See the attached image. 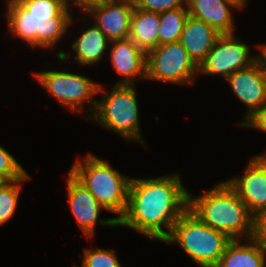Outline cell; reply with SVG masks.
Listing matches in <instances>:
<instances>
[{
    "instance_id": "cell-27",
    "label": "cell",
    "mask_w": 266,
    "mask_h": 267,
    "mask_svg": "<svg viewBox=\"0 0 266 267\" xmlns=\"http://www.w3.org/2000/svg\"><path fill=\"white\" fill-rule=\"evenodd\" d=\"M261 54L257 55V61L260 63L263 72L266 74V44L258 46Z\"/></svg>"
},
{
    "instance_id": "cell-2",
    "label": "cell",
    "mask_w": 266,
    "mask_h": 267,
    "mask_svg": "<svg viewBox=\"0 0 266 267\" xmlns=\"http://www.w3.org/2000/svg\"><path fill=\"white\" fill-rule=\"evenodd\" d=\"M6 5L9 32L28 47L52 48L74 20L67 0H9Z\"/></svg>"
},
{
    "instance_id": "cell-5",
    "label": "cell",
    "mask_w": 266,
    "mask_h": 267,
    "mask_svg": "<svg viewBox=\"0 0 266 267\" xmlns=\"http://www.w3.org/2000/svg\"><path fill=\"white\" fill-rule=\"evenodd\" d=\"M230 241L225 233L207 226L187 209L163 242L178 243L200 267H216Z\"/></svg>"
},
{
    "instance_id": "cell-23",
    "label": "cell",
    "mask_w": 266,
    "mask_h": 267,
    "mask_svg": "<svg viewBox=\"0 0 266 267\" xmlns=\"http://www.w3.org/2000/svg\"><path fill=\"white\" fill-rule=\"evenodd\" d=\"M27 175L17 160L0 145V176L6 181L22 179Z\"/></svg>"
},
{
    "instance_id": "cell-26",
    "label": "cell",
    "mask_w": 266,
    "mask_h": 267,
    "mask_svg": "<svg viewBox=\"0 0 266 267\" xmlns=\"http://www.w3.org/2000/svg\"><path fill=\"white\" fill-rule=\"evenodd\" d=\"M241 125L243 127L246 126L247 128L258 129L266 132V103L250 117L238 124V126Z\"/></svg>"
},
{
    "instance_id": "cell-22",
    "label": "cell",
    "mask_w": 266,
    "mask_h": 267,
    "mask_svg": "<svg viewBox=\"0 0 266 267\" xmlns=\"http://www.w3.org/2000/svg\"><path fill=\"white\" fill-rule=\"evenodd\" d=\"M80 267H122L115 250L85 248Z\"/></svg>"
},
{
    "instance_id": "cell-8",
    "label": "cell",
    "mask_w": 266,
    "mask_h": 267,
    "mask_svg": "<svg viewBox=\"0 0 266 267\" xmlns=\"http://www.w3.org/2000/svg\"><path fill=\"white\" fill-rule=\"evenodd\" d=\"M198 65L178 42L159 45L147 52L146 79L174 84H192Z\"/></svg>"
},
{
    "instance_id": "cell-9",
    "label": "cell",
    "mask_w": 266,
    "mask_h": 267,
    "mask_svg": "<svg viewBox=\"0 0 266 267\" xmlns=\"http://www.w3.org/2000/svg\"><path fill=\"white\" fill-rule=\"evenodd\" d=\"M234 35L224 34L218 37L206 58L198 65V73L221 75L227 79L232 73L257 61V55L250 56V45Z\"/></svg>"
},
{
    "instance_id": "cell-16",
    "label": "cell",
    "mask_w": 266,
    "mask_h": 267,
    "mask_svg": "<svg viewBox=\"0 0 266 267\" xmlns=\"http://www.w3.org/2000/svg\"><path fill=\"white\" fill-rule=\"evenodd\" d=\"M220 35L204 21L189 15L179 42L193 61L199 65L206 58Z\"/></svg>"
},
{
    "instance_id": "cell-14",
    "label": "cell",
    "mask_w": 266,
    "mask_h": 267,
    "mask_svg": "<svg viewBox=\"0 0 266 267\" xmlns=\"http://www.w3.org/2000/svg\"><path fill=\"white\" fill-rule=\"evenodd\" d=\"M110 57L113 68L122 79L116 84L135 85V79H146L147 53L131 39L110 42Z\"/></svg>"
},
{
    "instance_id": "cell-12",
    "label": "cell",
    "mask_w": 266,
    "mask_h": 267,
    "mask_svg": "<svg viewBox=\"0 0 266 267\" xmlns=\"http://www.w3.org/2000/svg\"><path fill=\"white\" fill-rule=\"evenodd\" d=\"M252 215L266 208V152L254 155L240 177L227 180Z\"/></svg>"
},
{
    "instance_id": "cell-31",
    "label": "cell",
    "mask_w": 266,
    "mask_h": 267,
    "mask_svg": "<svg viewBox=\"0 0 266 267\" xmlns=\"http://www.w3.org/2000/svg\"><path fill=\"white\" fill-rule=\"evenodd\" d=\"M121 1H129V2L135 3L137 0H121Z\"/></svg>"
},
{
    "instance_id": "cell-6",
    "label": "cell",
    "mask_w": 266,
    "mask_h": 267,
    "mask_svg": "<svg viewBox=\"0 0 266 267\" xmlns=\"http://www.w3.org/2000/svg\"><path fill=\"white\" fill-rule=\"evenodd\" d=\"M100 92H105L103 94L105 96L97 101L93 117L89 119L116 132L120 137L144 145L139 125V105L135 85L115 84L109 92L100 85L98 94Z\"/></svg>"
},
{
    "instance_id": "cell-15",
    "label": "cell",
    "mask_w": 266,
    "mask_h": 267,
    "mask_svg": "<svg viewBox=\"0 0 266 267\" xmlns=\"http://www.w3.org/2000/svg\"><path fill=\"white\" fill-rule=\"evenodd\" d=\"M240 9L230 0H187L191 17L204 21L219 34H234L231 8Z\"/></svg>"
},
{
    "instance_id": "cell-10",
    "label": "cell",
    "mask_w": 266,
    "mask_h": 267,
    "mask_svg": "<svg viewBox=\"0 0 266 267\" xmlns=\"http://www.w3.org/2000/svg\"><path fill=\"white\" fill-rule=\"evenodd\" d=\"M135 3L121 0H102L88 5L83 11L94 17L95 25L110 42L129 38Z\"/></svg>"
},
{
    "instance_id": "cell-25",
    "label": "cell",
    "mask_w": 266,
    "mask_h": 267,
    "mask_svg": "<svg viewBox=\"0 0 266 267\" xmlns=\"http://www.w3.org/2000/svg\"><path fill=\"white\" fill-rule=\"evenodd\" d=\"M252 239L266 248V208L253 215Z\"/></svg>"
},
{
    "instance_id": "cell-30",
    "label": "cell",
    "mask_w": 266,
    "mask_h": 267,
    "mask_svg": "<svg viewBox=\"0 0 266 267\" xmlns=\"http://www.w3.org/2000/svg\"><path fill=\"white\" fill-rule=\"evenodd\" d=\"M7 182L2 176H0V186Z\"/></svg>"
},
{
    "instance_id": "cell-19",
    "label": "cell",
    "mask_w": 266,
    "mask_h": 267,
    "mask_svg": "<svg viewBox=\"0 0 266 267\" xmlns=\"http://www.w3.org/2000/svg\"><path fill=\"white\" fill-rule=\"evenodd\" d=\"M109 44L107 36L93 24L72 44V49L76 53L74 60L83 66L97 64L104 57Z\"/></svg>"
},
{
    "instance_id": "cell-1",
    "label": "cell",
    "mask_w": 266,
    "mask_h": 267,
    "mask_svg": "<svg viewBox=\"0 0 266 267\" xmlns=\"http://www.w3.org/2000/svg\"><path fill=\"white\" fill-rule=\"evenodd\" d=\"M183 186L179 174L175 173L150 179L132 177L127 208L118 226L163 242L188 209L189 192Z\"/></svg>"
},
{
    "instance_id": "cell-28",
    "label": "cell",
    "mask_w": 266,
    "mask_h": 267,
    "mask_svg": "<svg viewBox=\"0 0 266 267\" xmlns=\"http://www.w3.org/2000/svg\"><path fill=\"white\" fill-rule=\"evenodd\" d=\"M70 1L80 6L82 8L81 10L83 11L88 5L100 2L102 0H68V5L70 4Z\"/></svg>"
},
{
    "instance_id": "cell-17",
    "label": "cell",
    "mask_w": 266,
    "mask_h": 267,
    "mask_svg": "<svg viewBox=\"0 0 266 267\" xmlns=\"http://www.w3.org/2000/svg\"><path fill=\"white\" fill-rule=\"evenodd\" d=\"M242 239L231 240L221 256L216 267H265L266 248L254 239H247V245Z\"/></svg>"
},
{
    "instance_id": "cell-24",
    "label": "cell",
    "mask_w": 266,
    "mask_h": 267,
    "mask_svg": "<svg viewBox=\"0 0 266 267\" xmlns=\"http://www.w3.org/2000/svg\"><path fill=\"white\" fill-rule=\"evenodd\" d=\"M135 6L138 9L163 13L177 8H187V0H137Z\"/></svg>"
},
{
    "instance_id": "cell-21",
    "label": "cell",
    "mask_w": 266,
    "mask_h": 267,
    "mask_svg": "<svg viewBox=\"0 0 266 267\" xmlns=\"http://www.w3.org/2000/svg\"><path fill=\"white\" fill-rule=\"evenodd\" d=\"M28 179L30 178L27 174L22 179L7 181L0 186V226L13 217L17 208L21 184Z\"/></svg>"
},
{
    "instance_id": "cell-4",
    "label": "cell",
    "mask_w": 266,
    "mask_h": 267,
    "mask_svg": "<svg viewBox=\"0 0 266 267\" xmlns=\"http://www.w3.org/2000/svg\"><path fill=\"white\" fill-rule=\"evenodd\" d=\"M69 172L94 195L105 210L117 213L119 216L116 220H120L127 208L131 177L122 175L109 162L92 154H88L82 161L77 158Z\"/></svg>"
},
{
    "instance_id": "cell-3",
    "label": "cell",
    "mask_w": 266,
    "mask_h": 267,
    "mask_svg": "<svg viewBox=\"0 0 266 267\" xmlns=\"http://www.w3.org/2000/svg\"><path fill=\"white\" fill-rule=\"evenodd\" d=\"M188 209L207 226L225 233L231 240L252 237L253 215L227 181L215 184L197 197L188 193Z\"/></svg>"
},
{
    "instance_id": "cell-11",
    "label": "cell",
    "mask_w": 266,
    "mask_h": 267,
    "mask_svg": "<svg viewBox=\"0 0 266 267\" xmlns=\"http://www.w3.org/2000/svg\"><path fill=\"white\" fill-rule=\"evenodd\" d=\"M68 201L70 210L84 235L92 237L97 223L108 227L118 226L116 218L100 220V209H105L94 195L70 172L67 176Z\"/></svg>"
},
{
    "instance_id": "cell-13",
    "label": "cell",
    "mask_w": 266,
    "mask_h": 267,
    "mask_svg": "<svg viewBox=\"0 0 266 267\" xmlns=\"http://www.w3.org/2000/svg\"><path fill=\"white\" fill-rule=\"evenodd\" d=\"M240 101L248 107L245 120L266 103V74L258 61L226 79Z\"/></svg>"
},
{
    "instance_id": "cell-20",
    "label": "cell",
    "mask_w": 266,
    "mask_h": 267,
    "mask_svg": "<svg viewBox=\"0 0 266 267\" xmlns=\"http://www.w3.org/2000/svg\"><path fill=\"white\" fill-rule=\"evenodd\" d=\"M188 17V8H177L160 13L159 45L180 41Z\"/></svg>"
},
{
    "instance_id": "cell-18",
    "label": "cell",
    "mask_w": 266,
    "mask_h": 267,
    "mask_svg": "<svg viewBox=\"0 0 266 267\" xmlns=\"http://www.w3.org/2000/svg\"><path fill=\"white\" fill-rule=\"evenodd\" d=\"M160 14L133 9L129 39L146 53L159 46Z\"/></svg>"
},
{
    "instance_id": "cell-29",
    "label": "cell",
    "mask_w": 266,
    "mask_h": 267,
    "mask_svg": "<svg viewBox=\"0 0 266 267\" xmlns=\"http://www.w3.org/2000/svg\"><path fill=\"white\" fill-rule=\"evenodd\" d=\"M233 3H235L240 9H242L243 7H245L247 0H230Z\"/></svg>"
},
{
    "instance_id": "cell-7",
    "label": "cell",
    "mask_w": 266,
    "mask_h": 267,
    "mask_svg": "<svg viewBox=\"0 0 266 267\" xmlns=\"http://www.w3.org/2000/svg\"><path fill=\"white\" fill-rule=\"evenodd\" d=\"M33 74L40 85L67 110L82 111L84 104L89 102L90 113L93 114L95 111L97 101L91 99L98 94L100 84L90 78L58 70L39 71Z\"/></svg>"
}]
</instances>
